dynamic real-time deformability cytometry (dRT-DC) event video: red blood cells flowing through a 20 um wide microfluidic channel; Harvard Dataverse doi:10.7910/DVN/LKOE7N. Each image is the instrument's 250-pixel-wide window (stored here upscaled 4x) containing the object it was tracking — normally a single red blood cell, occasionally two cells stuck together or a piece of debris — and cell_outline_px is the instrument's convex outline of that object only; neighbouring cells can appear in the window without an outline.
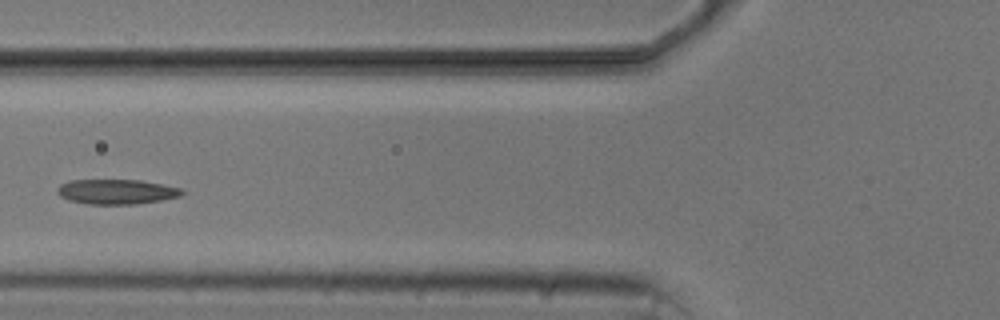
{"species": "common noctule bat (a hibernating species)", "species_latin": "Nyctalus noctula", "temperature_condition": "cold", "stored_images_in_passage": 5, "camera_frame_rate_fps": 3000, "um_per_image_px": 0.085, "animal": {"sex": "male", "body_mass_g": 20.5, "forearm_length_mm": 52.5}, "frame": {"image": 1, "passage_image": 4, "time_ms": 4.667, "image_size_px": [1000, 320], "cell_outline_px": [[184, 192], [180, 196], [160, 200], [136, 204], [88, 204], [68, 200], [60, 196], [56, 192], [56, 188], [60, 184], [72, 180], [140, 180], [180, 188]], "centroid_in_image_um": [9.85, 16.29], "position_along_channel_um": 116.0, "area_um2": 17.98}}
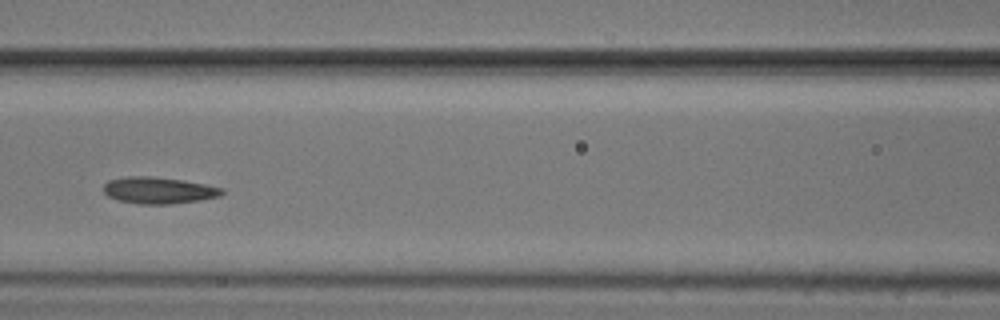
{"frame": {"image": 2, "passage_image": 5, "time_ms": 5.667, "image_size_px": [1000, 320], "cell_outline_px": [[224, 192], [220, 196], [200, 200], [172, 204], [140, 204], [120, 200], [108, 196], [104, 192], [104, 184], [108, 180], [128, 176], [152, 176], [184, 180], [224, 188]], "centroid_in_image_um": [13.5, 16.17], "position_along_channel_um": 153.1, "area_um2": 18.38}}